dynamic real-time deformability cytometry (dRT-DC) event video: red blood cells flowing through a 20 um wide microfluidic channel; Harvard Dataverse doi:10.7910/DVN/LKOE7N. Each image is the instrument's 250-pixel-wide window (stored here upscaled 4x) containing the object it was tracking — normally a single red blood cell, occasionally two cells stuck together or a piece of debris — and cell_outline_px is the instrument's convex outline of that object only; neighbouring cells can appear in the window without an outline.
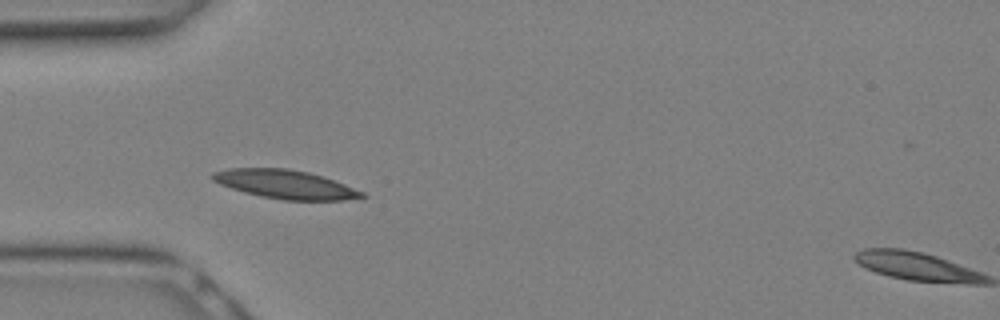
{"species": "Egyptian fruit bat (a non-hibernating species)", "species_latin": "Rousettus aegyptiacus", "temperature_condition": "warm", "stored_images_in_passage": 10, "camera_frame_rate_fps": 3000, "um_per_image_px": 0.085, "animal": {"sex": "female"}, "frame": {"image": 1, "passage_image": 5, "time_ms": 1.333, "image_size_px": [1000, 320], "cell_outline_px": [[368, 196], [344, 200], [284, 200], [260, 196], [244, 192], [220, 184], [212, 180], [212, 172], [228, 168], [288, 168], [308, 172], [344, 184], [364, 192]], "centroid_in_image_um": [24.23, 15.66], "position_along_channel_um": 60.8, "area_um2": 24.8}}
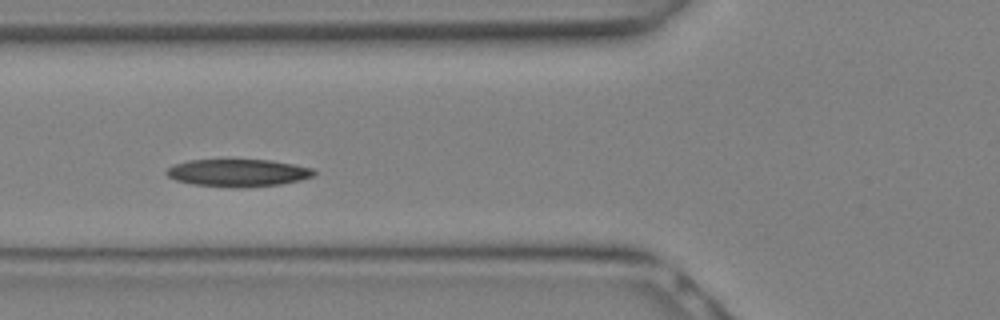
{"frame": {"image": 2, "passage_image": 7, "time_ms": 2.0, "image_size_px": [1000, 320], "cell_outline_px": [[316, 172], [312, 176], [300, 180], [280, 184], [240, 188], [236, 188], [192, 184], [176, 180], [168, 176], [164, 172], [168, 168], [176, 164], [188, 160], [228, 156], [272, 160], [312, 168]], "centroid_in_image_um": [20.18, 14.63], "position_along_channel_um": 105.6, "area_um2": 24.68}}
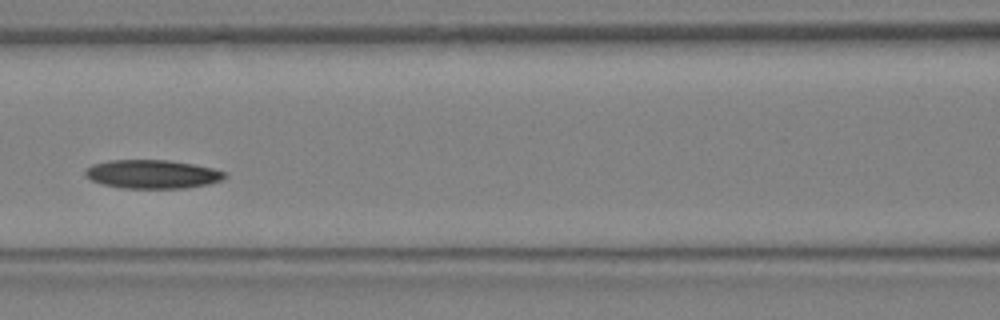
{"frame": {"image": 3, "passage_image": 9, "time_ms": 2.667, "image_size_px": [1000, 320], "cell_outline_px": [[228, 176], [224, 180], [208, 184], [184, 188], [120, 188], [104, 184], [92, 180], [84, 176], [84, 172], [92, 164], [108, 160], [168, 160], [192, 164], [212, 168], [224, 172]], "centroid_in_image_um": [12.95, 14.8], "position_along_channel_um": 153.6, "area_um2": 23.29}}